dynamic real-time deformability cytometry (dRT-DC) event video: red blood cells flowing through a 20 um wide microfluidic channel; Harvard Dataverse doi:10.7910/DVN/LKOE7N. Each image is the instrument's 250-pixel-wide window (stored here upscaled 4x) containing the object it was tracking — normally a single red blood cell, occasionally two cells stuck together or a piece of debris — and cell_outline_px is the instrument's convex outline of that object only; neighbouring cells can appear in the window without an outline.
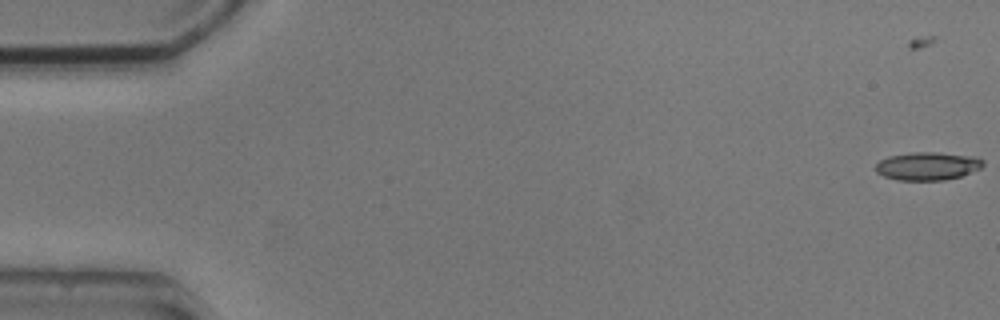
{"species": "common noctule bat (a hibernating species)", "species_latin": "Nyctalus noctula", "temperature_condition": "cold", "stored_images_in_passage": 4, "camera_frame_rate_fps": 3000, "um_per_image_px": 0.085, "animal": {"sex": "male", "body_mass_g": 20.5, "forearm_length_mm": 52.5}, "frame": {"image": 1, "passage_image": 1, "time_ms": 0.0, "image_size_px": [1000, 320], "cell_outline_px": [[984, 164], [980, 168], [960, 176], [944, 180], [896, 180], [884, 176], [876, 172], [876, 164], [880, 160], [888, 156], [912, 152], [936, 152], [976, 156], [984, 160]], "centroid_in_image_um": [78.84, 14.1], "position_along_channel_um": 6.2, "area_um2": 17.63}}